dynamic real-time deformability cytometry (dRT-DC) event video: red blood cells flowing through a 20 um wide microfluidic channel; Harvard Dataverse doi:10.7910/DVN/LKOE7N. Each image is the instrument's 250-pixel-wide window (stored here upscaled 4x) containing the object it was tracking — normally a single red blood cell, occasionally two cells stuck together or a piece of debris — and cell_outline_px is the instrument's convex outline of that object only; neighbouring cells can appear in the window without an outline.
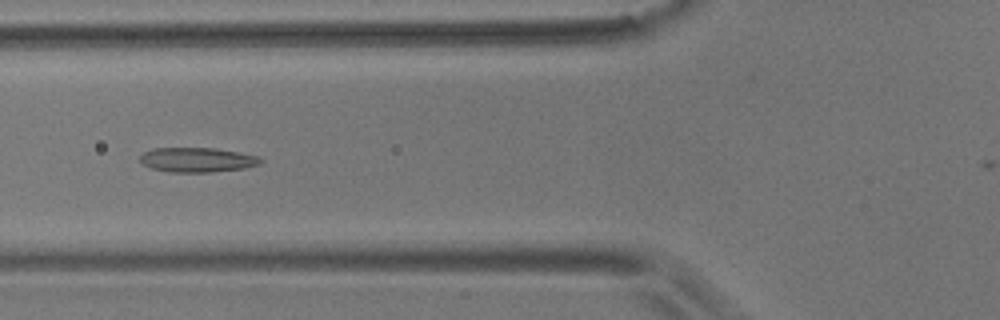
{"species": "common noctule bat (a hibernating species)", "species_latin": "Nyctalus noctula", "temperature_condition": "room temperature", "stored_images_in_passage": 36, "camera_frame_rate_fps": 3000, "um_per_image_px": 0.085, "animal": {"sex": "male", "body_mass_g": 17.9}, "frame": {"image": 1, "passage_image": 4, "time_ms": 1.0, "image_size_px": [1000, 320], "cell_outline_px": [[264, 160], [260, 164], [244, 168], [212, 172], [168, 172], [152, 168], [144, 164], [140, 160], [140, 156], [144, 152], [152, 148], [216, 148], [240, 152], [260, 156]], "centroid_in_image_um": [16.81, 13.58], "position_along_channel_um": 109.0, "area_um2": 17.4}}
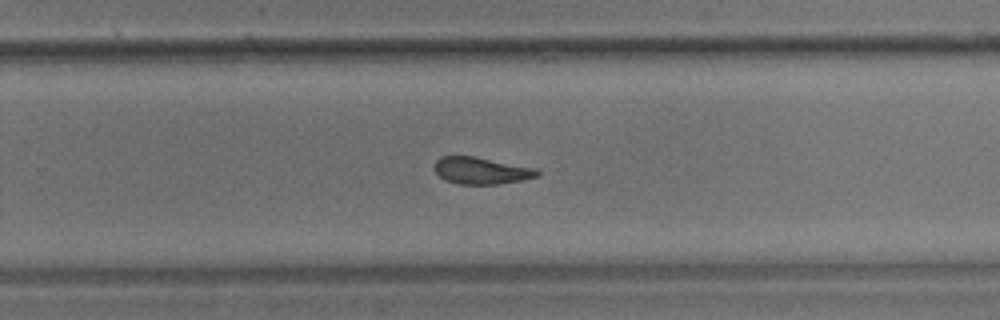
{"frame": {"image": 2, "passage_image": 19, "time_ms": 6.0, "image_size_px": [1000, 320], "cell_outline_px": [[540, 176], [520, 180], [496, 184], [460, 184], [444, 180], [436, 172], [436, 160], [440, 156], [472, 156], [536, 168], [540, 172]], "centroid_in_image_um": [40.92, 14.5], "position_along_channel_um": 288.9, "area_um2": 15.9}}
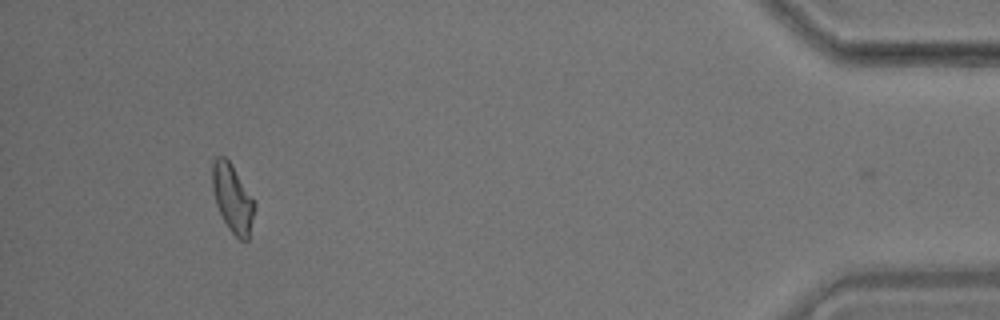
{"frame": {"image": 3, "passage_image": 35, "time_ms": 11.333, "image_size_px": [1000, 320], "cell_outline_px": [[252, 216], [248, 240], [240, 240], [228, 228], [216, 204], [212, 188], [212, 164], [216, 156], [224, 156], [232, 164], [252, 200]], "centroid_in_image_um": [19.7, 16.82], "position_along_channel_um": 415.5, "area_um2": 15.95}}